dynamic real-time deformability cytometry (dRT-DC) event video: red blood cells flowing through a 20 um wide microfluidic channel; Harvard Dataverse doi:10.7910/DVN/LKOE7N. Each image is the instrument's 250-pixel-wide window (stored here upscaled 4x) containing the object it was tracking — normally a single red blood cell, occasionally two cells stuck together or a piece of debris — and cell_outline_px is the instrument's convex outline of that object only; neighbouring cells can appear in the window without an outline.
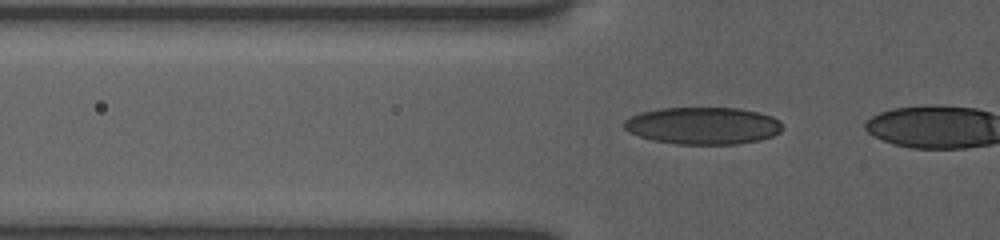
{"species": "human", "species_latin": "Homo sapiens", "temperature_condition": "room temperature", "stored_images_in_passage": 20, "camera_frame_rate_fps": 3000, "um_per_image_px": 0.085, "donor": {"sex": "female"}, "frame": {"image": 1, "passage_image": 19, "time_ms": 5.0, "image_size_px": [1000, 240], "cell_outline_px": [[784, 128], [780, 132], [772, 136], [760, 140], [736, 144], [676, 144], [652, 140], [628, 132], [620, 124], [624, 120], [640, 112], [660, 108], [736, 108], [756, 112], [772, 116], [780, 120]], "centroid_in_image_um": [59.74, 10.68], "position_along_channel_um": 66.1, "area_um2": 34.51}}